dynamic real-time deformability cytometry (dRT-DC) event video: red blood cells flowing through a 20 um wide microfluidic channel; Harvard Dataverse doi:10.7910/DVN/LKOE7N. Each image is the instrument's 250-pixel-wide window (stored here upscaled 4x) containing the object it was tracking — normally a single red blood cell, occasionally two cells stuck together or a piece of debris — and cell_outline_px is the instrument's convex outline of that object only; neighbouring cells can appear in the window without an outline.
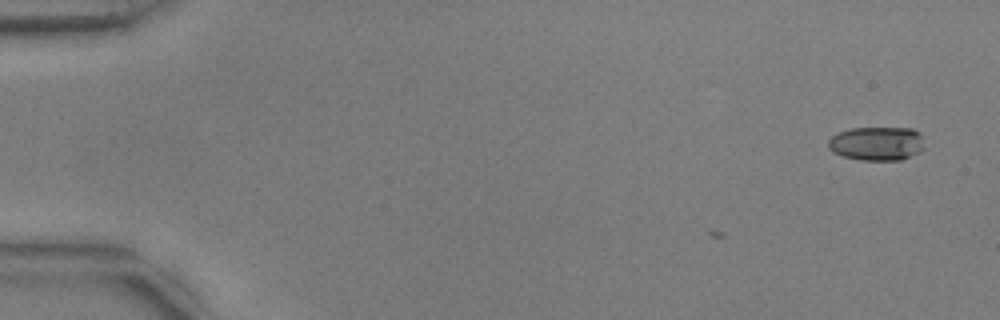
{"species": "common noctule bat (a hibernating species)", "species_latin": "Nyctalus noctula", "temperature_condition": "warm", "stored_images_in_passage": 4, "camera_frame_rate_fps": 3000, "um_per_image_px": 0.085, "animal": {"sex": "male", "body_mass_g": 17.9, "forearm_length_mm": 54.2}, "frame": {"image": 1, "passage_image": 1, "time_ms": 0.0, "image_size_px": [1000, 320], "cell_outline_px": [[924, 148], [920, 152], [900, 160], [864, 160], [844, 156], [832, 152], [828, 148], [828, 140], [832, 136], [840, 132], [852, 128], [912, 128], [920, 132]], "centroid_in_image_um": [74.54, 12.2], "position_along_channel_um": 10.5, "area_um2": 18.96}}